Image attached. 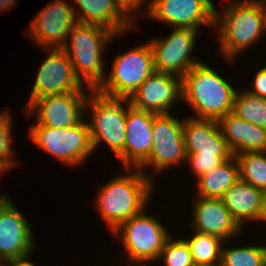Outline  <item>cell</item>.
Segmentation results:
<instances>
[{
	"instance_id": "cell-20",
	"label": "cell",
	"mask_w": 266,
	"mask_h": 266,
	"mask_svg": "<svg viewBox=\"0 0 266 266\" xmlns=\"http://www.w3.org/2000/svg\"><path fill=\"white\" fill-rule=\"evenodd\" d=\"M78 23L96 24L122 35L135 27V20L119 4L118 0H73ZM77 12V15H76ZM123 33V34H122Z\"/></svg>"
},
{
	"instance_id": "cell-26",
	"label": "cell",
	"mask_w": 266,
	"mask_h": 266,
	"mask_svg": "<svg viewBox=\"0 0 266 266\" xmlns=\"http://www.w3.org/2000/svg\"><path fill=\"white\" fill-rule=\"evenodd\" d=\"M219 266H266V245L222 247Z\"/></svg>"
},
{
	"instance_id": "cell-5",
	"label": "cell",
	"mask_w": 266,
	"mask_h": 266,
	"mask_svg": "<svg viewBox=\"0 0 266 266\" xmlns=\"http://www.w3.org/2000/svg\"><path fill=\"white\" fill-rule=\"evenodd\" d=\"M123 103L124 98H112L92 90L85 105V112L91 111V121L87 122L93 151H96L102 142L106 143L124 167L127 106Z\"/></svg>"
},
{
	"instance_id": "cell-4",
	"label": "cell",
	"mask_w": 266,
	"mask_h": 266,
	"mask_svg": "<svg viewBox=\"0 0 266 266\" xmlns=\"http://www.w3.org/2000/svg\"><path fill=\"white\" fill-rule=\"evenodd\" d=\"M115 36L111 30L96 24L77 22L70 30L62 49L69 56L80 81L85 82V87L96 90L105 80L106 62L102 54Z\"/></svg>"
},
{
	"instance_id": "cell-19",
	"label": "cell",
	"mask_w": 266,
	"mask_h": 266,
	"mask_svg": "<svg viewBox=\"0 0 266 266\" xmlns=\"http://www.w3.org/2000/svg\"><path fill=\"white\" fill-rule=\"evenodd\" d=\"M183 134L186 154L233 156L218 120L185 118Z\"/></svg>"
},
{
	"instance_id": "cell-17",
	"label": "cell",
	"mask_w": 266,
	"mask_h": 266,
	"mask_svg": "<svg viewBox=\"0 0 266 266\" xmlns=\"http://www.w3.org/2000/svg\"><path fill=\"white\" fill-rule=\"evenodd\" d=\"M127 105L124 168H138L148 157L153 146V120L156 113L139 110Z\"/></svg>"
},
{
	"instance_id": "cell-22",
	"label": "cell",
	"mask_w": 266,
	"mask_h": 266,
	"mask_svg": "<svg viewBox=\"0 0 266 266\" xmlns=\"http://www.w3.org/2000/svg\"><path fill=\"white\" fill-rule=\"evenodd\" d=\"M239 180V165L232 156L196 180L197 196L221 199L224 193Z\"/></svg>"
},
{
	"instance_id": "cell-25",
	"label": "cell",
	"mask_w": 266,
	"mask_h": 266,
	"mask_svg": "<svg viewBox=\"0 0 266 266\" xmlns=\"http://www.w3.org/2000/svg\"><path fill=\"white\" fill-rule=\"evenodd\" d=\"M232 112L249 123L266 128L265 98L237 89Z\"/></svg>"
},
{
	"instance_id": "cell-36",
	"label": "cell",
	"mask_w": 266,
	"mask_h": 266,
	"mask_svg": "<svg viewBox=\"0 0 266 266\" xmlns=\"http://www.w3.org/2000/svg\"><path fill=\"white\" fill-rule=\"evenodd\" d=\"M260 221L262 222L266 221V191H264L263 194V205H262Z\"/></svg>"
},
{
	"instance_id": "cell-24",
	"label": "cell",
	"mask_w": 266,
	"mask_h": 266,
	"mask_svg": "<svg viewBox=\"0 0 266 266\" xmlns=\"http://www.w3.org/2000/svg\"><path fill=\"white\" fill-rule=\"evenodd\" d=\"M239 179L266 191V151L242 152L235 155Z\"/></svg>"
},
{
	"instance_id": "cell-2",
	"label": "cell",
	"mask_w": 266,
	"mask_h": 266,
	"mask_svg": "<svg viewBox=\"0 0 266 266\" xmlns=\"http://www.w3.org/2000/svg\"><path fill=\"white\" fill-rule=\"evenodd\" d=\"M214 29L218 30L221 56L233 61L244 50H248V47L259 42L266 32V18L260 2L232 1L220 13L215 8Z\"/></svg>"
},
{
	"instance_id": "cell-9",
	"label": "cell",
	"mask_w": 266,
	"mask_h": 266,
	"mask_svg": "<svg viewBox=\"0 0 266 266\" xmlns=\"http://www.w3.org/2000/svg\"><path fill=\"white\" fill-rule=\"evenodd\" d=\"M171 113L154 116L153 146L149 157L138 167L146 173L145 168L151 166L157 172H163L179 163L186 162V151L183 134V120Z\"/></svg>"
},
{
	"instance_id": "cell-30",
	"label": "cell",
	"mask_w": 266,
	"mask_h": 266,
	"mask_svg": "<svg viewBox=\"0 0 266 266\" xmlns=\"http://www.w3.org/2000/svg\"><path fill=\"white\" fill-rule=\"evenodd\" d=\"M186 162L191 168V173L195 174L196 179L211 171L213 168L221 165L224 161L229 160L232 156H216V155H201V154H186Z\"/></svg>"
},
{
	"instance_id": "cell-10",
	"label": "cell",
	"mask_w": 266,
	"mask_h": 266,
	"mask_svg": "<svg viewBox=\"0 0 266 266\" xmlns=\"http://www.w3.org/2000/svg\"><path fill=\"white\" fill-rule=\"evenodd\" d=\"M47 51L49 55L47 54L39 66L28 103L23 111L35 100L45 96L90 89L84 88L85 84L76 75L69 56L62 48H49Z\"/></svg>"
},
{
	"instance_id": "cell-31",
	"label": "cell",
	"mask_w": 266,
	"mask_h": 266,
	"mask_svg": "<svg viewBox=\"0 0 266 266\" xmlns=\"http://www.w3.org/2000/svg\"><path fill=\"white\" fill-rule=\"evenodd\" d=\"M266 151V128L249 123L247 152Z\"/></svg>"
},
{
	"instance_id": "cell-21",
	"label": "cell",
	"mask_w": 266,
	"mask_h": 266,
	"mask_svg": "<svg viewBox=\"0 0 266 266\" xmlns=\"http://www.w3.org/2000/svg\"><path fill=\"white\" fill-rule=\"evenodd\" d=\"M264 191L239 179L221 198L232 218L244 230L247 222H260Z\"/></svg>"
},
{
	"instance_id": "cell-7",
	"label": "cell",
	"mask_w": 266,
	"mask_h": 266,
	"mask_svg": "<svg viewBox=\"0 0 266 266\" xmlns=\"http://www.w3.org/2000/svg\"><path fill=\"white\" fill-rule=\"evenodd\" d=\"M109 75L96 89L102 95L128 99L154 70L153 52L150 43L117 54Z\"/></svg>"
},
{
	"instance_id": "cell-11",
	"label": "cell",
	"mask_w": 266,
	"mask_h": 266,
	"mask_svg": "<svg viewBox=\"0 0 266 266\" xmlns=\"http://www.w3.org/2000/svg\"><path fill=\"white\" fill-rule=\"evenodd\" d=\"M172 29L167 38L156 37L149 42L153 52L154 70L182 78L194 65L202 62L192 56L199 30Z\"/></svg>"
},
{
	"instance_id": "cell-8",
	"label": "cell",
	"mask_w": 266,
	"mask_h": 266,
	"mask_svg": "<svg viewBox=\"0 0 266 266\" xmlns=\"http://www.w3.org/2000/svg\"><path fill=\"white\" fill-rule=\"evenodd\" d=\"M29 132L38 149L71 167L86 162L94 152L86 118L74 126L61 129L31 126Z\"/></svg>"
},
{
	"instance_id": "cell-1",
	"label": "cell",
	"mask_w": 266,
	"mask_h": 266,
	"mask_svg": "<svg viewBox=\"0 0 266 266\" xmlns=\"http://www.w3.org/2000/svg\"><path fill=\"white\" fill-rule=\"evenodd\" d=\"M124 169V174L115 176L107 184L100 186L94 199L99 216L112 232L146 209L154 191L155 179L149 174L139 168Z\"/></svg>"
},
{
	"instance_id": "cell-38",
	"label": "cell",
	"mask_w": 266,
	"mask_h": 266,
	"mask_svg": "<svg viewBox=\"0 0 266 266\" xmlns=\"http://www.w3.org/2000/svg\"><path fill=\"white\" fill-rule=\"evenodd\" d=\"M7 170L0 164V175L5 173Z\"/></svg>"
},
{
	"instance_id": "cell-37",
	"label": "cell",
	"mask_w": 266,
	"mask_h": 266,
	"mask_svg": "<svg viewBox=\"0 0 266 266\" xmlns=\"http://www.w3.org/2000/svg\"><path fill=\"white\" fill-rule=\"evenodd\" d=\"M262 6L265 18H266V0H258Z\"/></svg>"
},
{
	"instance_id": "cell-6",
	"label": "cell",
	"mask_w": 266,
	"mask_h": 266,
	"mask_svg": "<svg viewBox=\"0 0 266 266\" xmlns=\"http://www.w3.org/2000/svg\"><path fill=\"white\" fill-rule=\"evenodd\" d=\"M144 209L137 215L122 223L113 234H116L121 245L125 247L123 255L129 264L148 266L157 261L166 240L172 235L155 215H147ZM155 216V217H154Z\"/></svg>"
},
{
	"instance_id": "cell-33",
	"label": "cell",
	"mask_w": 266,
	"mask_h": 266,
	"mask_svg": "<svg viewBox=\"0 0 266 266\" xmlns=\"http://www.w3.org/2000/svg\"><path fill=\"white\" fill-rule=\"evenodd\" d=\"M145 1L147 0H118L119 4L123 7V9L131 16L133 17L132 13L136 14H139V12H141L140 16L144 15L147 13V11L149 10V7H150V4H147L145 5ZM150 1V0H148ZM144 4V5H143ZM148 5V6H147ZM146 7V9H142V11L140 10L142 7ZM144 10V11H143ZM143 12V14H142Z\"/></svg>"
},
{
	"instance_id": "cell-13",
	"label": "cell",
	"mask_w": 266,
	"mask_h": 266,
	"mask_svg": "<svg viewBox=\"0 0 266 266\" xmlns=\"http://www.w3.org/2000/svg\"><path fill=\"white\" fill-rule=\"evenodd\" d=\"M29 221L6 195L0 201V263L28 259L35 239Z\"/></svg>"
},
{
	"instance_id": "cell-39",
	"label": "cell",
	"mask_w": 266,
	"mask_h": 266,
	"mask_svg": "<svg viewBox=\"0 0 266 266\" xmlns=\"http://www.w3.org/2000/svg\"><path fill=\"white\" fill-rule=\"evenodd\" d=\"M6 196V193L5 194H0V201Z\"/></svg>"
},
{
	"instance_id": "cell-34",
	"label": "cell",
	"mask_w": 266,
	"mask_h": 266,
	"mask_svg": "<svg viewBox=\"0 0 266 266\" xmlns=\"http://www.w3.org/2000/svg\"><path fill=\"white\" fill-rule=\"evenodd\" d=\"M17 0H0V11L10 10L11 7L16 5Z\"/></svg>"
},
{
	"instance_id": "cell-18",
	"label": "cell",
	"mask_w": 266,
	"mask_h": 266,
	"mask_svg": "<svg viewBox=\"0 0 266 266\" xmlns=\"http://www.w3.org/2000/svg\"><path fill=\"white\" fill-rule=\"evenodd\" d=\"M193 201L190 230L219 237L227 243L242 234V228L232 218L222 199L196 196Z\"/></svg>"
},
{
	"instance_id": "cell-23",
	"label": "cell",
	"mask_w": 266,
	"mask_h": 266,
	"mask_svg": "<svg viewBox=\"0 0 266 266\" xmlns=\"http://www.w3.org/2000/svg\"><path fill=\"white\" fill-rule=\"evenodd\" d=\"M192 232L194 235L184 240L190 248L195 266H219L222 247L227 243L213 235Z\"/></svg>"
},
{
	"instance_id": "cell-29",
	"label": "cell",
	"mask_w": 266,
	"mask_h": 266,
	"mask_svg": "<svg viewBox=\"0 0 266 266\" xmlns=\"http://www.w3.org/2000/svg\"><path fill=\"white\" fill-rule=\"evenodd\" d=\"M7 109L6 107V110L4 109L0 113V164L9 171L11 168L18 166V162L14 161L16 153L12 149V113Z\"/></svg>"
},
{
	"instance_id": "cell-35",
	"label": "cell",
	"mask_w": 266,
	"mask_h": 266,
	"mask_svg": "<svg viewBox=\"0 0 266 266\" xmlns=\"http://www.w3.org/2000/svg\"><path fill=\"white\" fill-rule=\"evenodd\" d=\"M8 266H36L30 260L9 261Z\"/></svg>"
},
{
	"instance_id": "cell-28",
	"label": "cell",
	"mask_w": 266,
	"mask_h": 266,
	"mask_svg": "<svg viewBox=\"0 0 266 266\" xmlns=\"http://www.w3.org/2000/svg\"><path fill=\"white\" fill-rule=\"evenodd\" d=\"M172 237L173 235L166 240L158 261L163 260L164 266H195L190 248L184 238Z\"/></svg>"
},
{
	"instance_id": "cell-12",
	"label": "cell",
	"mask_w": 266,
	"mask_h": 266,
	"mask_svg": "<svg viewBox=\"0 0 266 266\" xmlns=\"http://www.w3.org/2000/svg\"><path fill=\"white\" fill-rule=\"evenodd\" d=\"M92 89L49 95L35 100L24 112L35 116L31 126L66 128L80 123L86 115L85 105ZM88 94V95H87Z\"/></svg>"
},
{
	"instance_id": "cell-15",
	"label": "cell",
	"mask_w": 266,
	"mask_h": 266,
	"mask_svg": "<svg viewBox=\"0 0 266 266\" xmlns=\"http://www.w3.org/2000/svg\"><path fill=\"white\" fill-rule=\"evenodd\" d=\"M148 3L150 7L144 16L172 28H214L215 6L212 0H151Z\"/></svg>"
},
{
	"instance_id": "cell-32",
	"label": "cell",
	"mask_w": 266,
	"mask_h": 266,
	"mask_svg": "<svg viewBox=\"0 0 266 266\" xmlns=\"http://www.w3.org/2000/svg\"><path fill=\"white\" fill-rule=\"evenodd\" d=\"M252 89L247 91L255 96L266 99V66L260 68L253 76Z\"/></svg>"
},
{
	"instance_id": "cell-16",
	"label": "cell",
	"mask_w": 266,
	"mask_h": 266,
	"mask_svg": "<svg viewBox=\"0 0 266 266\" xmlns=\"http://www.w3.org/2000/svg\"><path fill=\"white\" fill-rule=\"evenodd\" d=\"M178 100H182V78L156 71L128 98L134 108L156 114L171 113Z\"/></svg>"
},
{
	"instance_id": "cell-27",
	"label": "cell",
	"mask_w": 266,
	"mask_h": 266,
	"mask_svg": "<svg viewBox=\"0 0 266 266\" xmlns=\"http://www.w3.org/2000/svg\"><path fill=\"white\" fill-rule=\"evenodd\" d=\"M223 137L233 156L247 152V133L249 122L232 111L218 120Z\"/></svg>"
},
{
	"instance_id": "cell-3",
	"label": "cell",
	"mask_w": 266,
	"mask_h": 266,
	"mask_svg": "<svg viewBox=\"0 0 266 266\" xmlns=\"http://www.w3.org/2000/svg\"><path fill=\"white\" fill-rule=\"evenodd\" d=\"M236 88L218 71L201 62L182 77V100L197 119L219 120L233 109Z\"/></svg>"
},
{
	"instance_id": "cell-40",
	"label": "cell",
	"mask_w": 266,
	"mask_h": 266,
	"mask_svg": "<svg viewBox=\"0 0 266 266\" xmlns=\"http://www.w3.org/2000/svg\"><path fill=\"white\" fill-rule=\"evenodd\" d=\"M0 266H8V262H6V263H0Z\"/></svg>"
},
{
	"instance_id": "cell-14",
	"label": "cell",
	"mask_w": 266,
	"mask_h": 266,
	"mask_svg": "<svg viewBox=\"0 0 266 266\" xmlns=\"http://www.w3.org/2000/svg\"><path fill=\"white\" fill-rule=\"evenodd\" d=\"M76 23L74 6L66 0H52L33 17L27 35L42 49L63 48Z\"/></svg>"
}]
</instances>
